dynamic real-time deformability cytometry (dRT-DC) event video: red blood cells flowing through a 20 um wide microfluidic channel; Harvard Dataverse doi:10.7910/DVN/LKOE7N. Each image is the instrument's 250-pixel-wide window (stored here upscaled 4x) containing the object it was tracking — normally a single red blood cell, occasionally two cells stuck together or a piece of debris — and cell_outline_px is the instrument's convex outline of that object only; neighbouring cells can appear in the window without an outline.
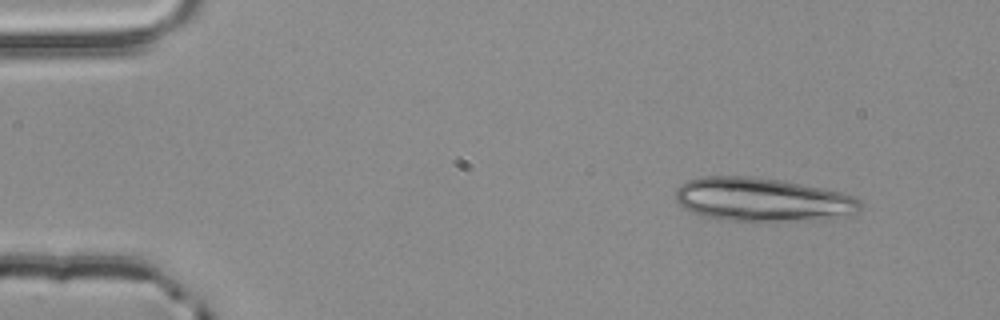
{"species": "common noctule bat (a hibernating species)", "species_latin": "Nyctalus noctula", "temperature_condition": "room temperature", "stored_images_in_passage": 4, "camera_frame_rate_fps": 3000, "um_per_image_px": 0.085, "animal": {"sex": "male", "body_mass_g": 20.4}, "frame": {"image": 1, "passage_image": 2, "time_ms": 0.333, "image_size_px": [1000, 320], "cell_outline_px": [[860, 208], [852, 212], [828, 220], [732, 220], [704, 216], [680, 208], [676, 200], [676, 188], [680, 184], [688, 180], [704, 176], [752, 176], [780, 180], [824, 188], [840, 192], [852, 196], [860, 200]], "centroid_in_image_um": [64.74, 16.95], "position_along_channel_um": 20.3, "area_um2": 46.7}}